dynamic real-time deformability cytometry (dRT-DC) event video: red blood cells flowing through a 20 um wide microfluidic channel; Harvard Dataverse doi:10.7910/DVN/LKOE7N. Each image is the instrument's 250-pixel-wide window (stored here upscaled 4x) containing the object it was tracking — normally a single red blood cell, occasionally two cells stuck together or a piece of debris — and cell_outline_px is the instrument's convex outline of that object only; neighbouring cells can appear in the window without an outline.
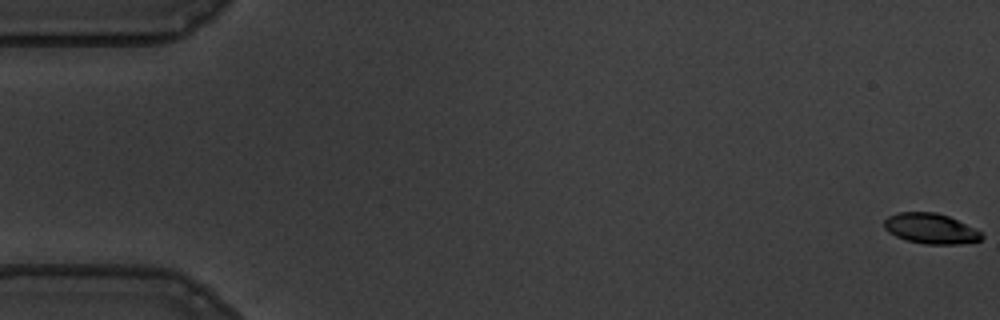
{"species": "common noctule bat (a hibernating species)", "species_latin": "Nyctalus noctula", "temperature_condition": "warm", "stored_images_in_passage": 57, "camera_frame_rate_fps": 3000, "um_per_image_px": 0.085, "animal": {"sex": "male", "body_mass_g": 19.5, "forearm_length_mm": 54.6}, "frame": {"image": 1, "passage_image": 1, "time_ms": 0.0, "image_size_px": [1000, 320], "cell_outline_px": [[984, 236], [980, 240], [956, 244], [928, 244], [908, 240], [896, 236], [888, 232], [884, 228], [884, 220], [888, 216], [896, 212], [936, 212], [948, 216], [980, 232]], "centroid_in_image_um": [79.05, 19.41], "position_along_channel_um": 5.9, "area_um2": 16.94}}
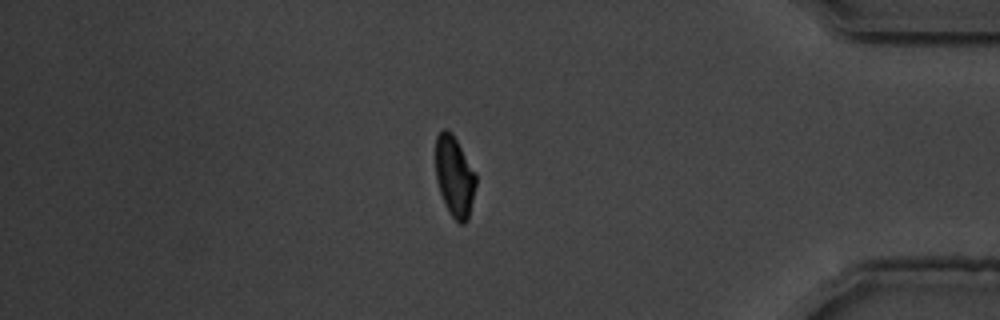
{"frame": {"image": 2, "passage_image": 49, "time_ms": 16.0, "image_size_px": [1000, 320], "cell_outline_px": [[476, 184], [468, 220], [464, 224], [460, 224], [448, 212], [440, 192], [436, 180], [436, 136], [444, 128], [452, 132], [476, 172]], "centroid_in_image_um": [38.64, 14.99], "position_along_channel_um": 396.6, "area_um2": 19.02}}
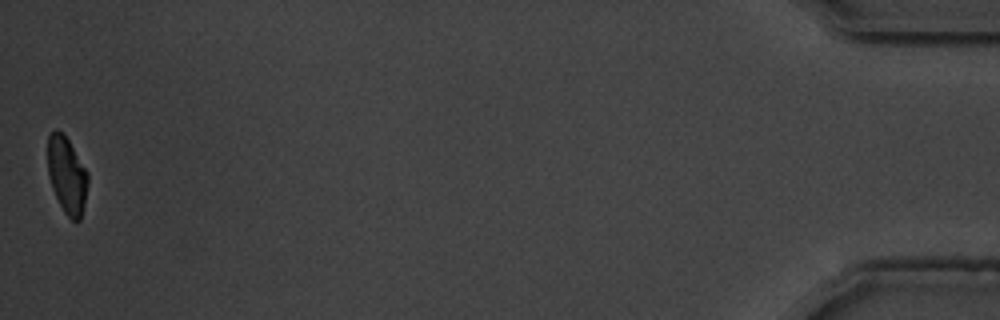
{"frame": {"image": 3, "passage_image": 57, "time_ms": 18.667, "image_size_px": [1000, 320], "cell_outline_px": [[88, 184], [84, 204], [80, 220], [72, 220], [64, 212], [52, 188], [48, 172], [48, 136], [56, 128], [68, 140], [88, 172]], "centroid_in_image_um": [5.69, 14.89], "position_along_channel_um": 429.5, "area_um2": 17.69}, "authors_computed_cell_mechanics": {"area_um2": 19.0162, "velocity_mm_per_s": 3.5901, "shape_relaxation_time_tau1_ms": 2.57, "shape_relaxation_time_tau2_ms": 2.0158, "deformation_change_tau1": 0.1298, "deformation_change_tau2": 0.0573}}